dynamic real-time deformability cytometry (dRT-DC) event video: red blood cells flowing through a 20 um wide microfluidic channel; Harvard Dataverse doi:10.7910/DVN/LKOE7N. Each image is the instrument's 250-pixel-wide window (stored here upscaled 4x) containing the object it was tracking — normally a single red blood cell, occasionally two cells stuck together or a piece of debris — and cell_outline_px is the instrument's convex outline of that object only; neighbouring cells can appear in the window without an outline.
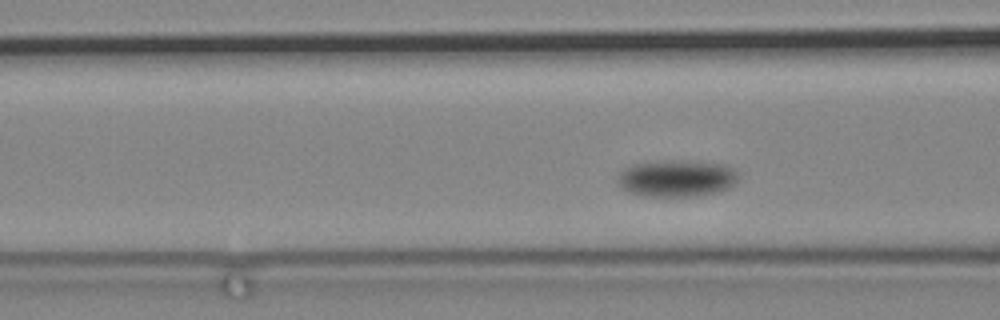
{"species": "common noctule bat (a hibernating species)", "species_latin": "Nyctalus noctula", "temperature_condition": "cold", "stored_images_in_passage": 52, "camera_frame_rate_fps": 3000, "um_per_image_px": 0.085, "animal": {"sex": "male", "body_mass_g": 19.2, "forearm_length_mm": 51.8}, "frame": {"image": 1, "passage_image": 12, "time_ms": 3.667, "image_size_px": [1000, 320], "cell_outline_px": [[740, 176], [736, 184], [728, 188], [716, 192], [696, 196], [644, 196], [628, 192], [620, 188], [616, 184], [616, 180], [620, 172], [624, 168], [632, 164], [668, 160], [692, 160], [728, 164]], "centroid_in_image_um": [57.52, 15.14], "position_along_channel_um": 109.1, "area_um2": 26.53}}
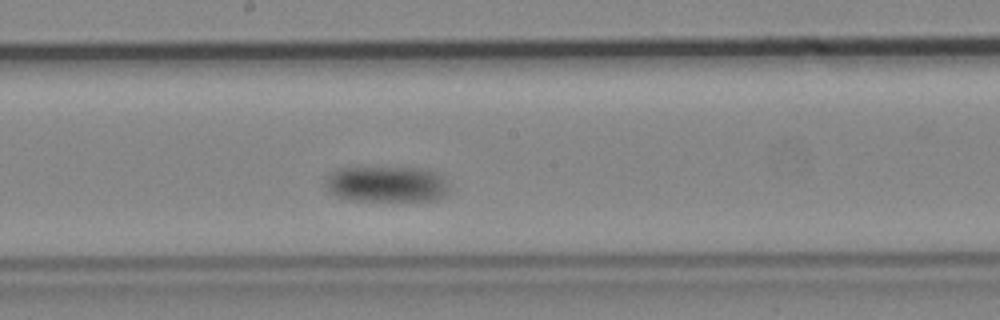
{"frame": {"image": 2, "passage_image": 25, "time_ms": 8.0, "image_size_px": [1000, 320], "cell_outline_px": [[448, 192], [444, 196], [436, 200], [348, 200], [336, 196], [324, 184], [324, 180], [328, 172], [336, 168], [360, 164], [428, 168], [444, 172], [448, 184]], "centroid_in_image_um": [32.86, 15.56], "position_along_channel_um": 215.3, "area_um2": 27.8}}
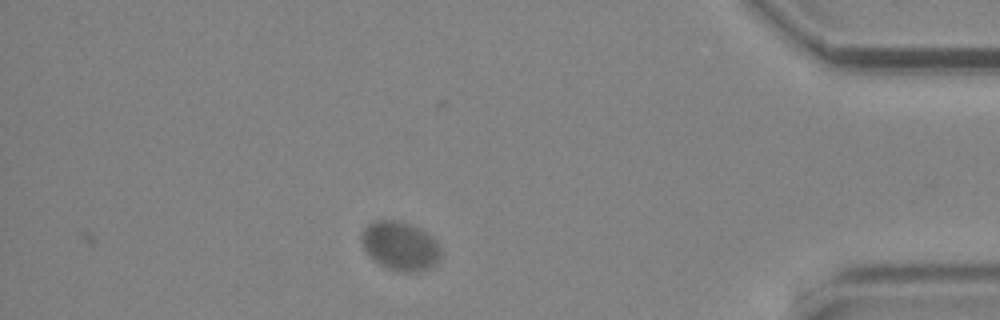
{"frame": {"image": 3, "passage_image": 52, "time_ms": 17.0, "image_size_px": [1000, 320], "cell_outline_px": [[440, 256], [436, 264], [432, 268], [420, 272], [400, 272], [388, 268], [372, 260], [364, 252], [360, 240], [360, 232], [372, 220], [400, 220], [420, 228], [432, 236], [440, 244]], "centroid_in_image_um": [33.99, 20.9], "position_along_channel_um": 401.2, "area_um2": 23.29}}